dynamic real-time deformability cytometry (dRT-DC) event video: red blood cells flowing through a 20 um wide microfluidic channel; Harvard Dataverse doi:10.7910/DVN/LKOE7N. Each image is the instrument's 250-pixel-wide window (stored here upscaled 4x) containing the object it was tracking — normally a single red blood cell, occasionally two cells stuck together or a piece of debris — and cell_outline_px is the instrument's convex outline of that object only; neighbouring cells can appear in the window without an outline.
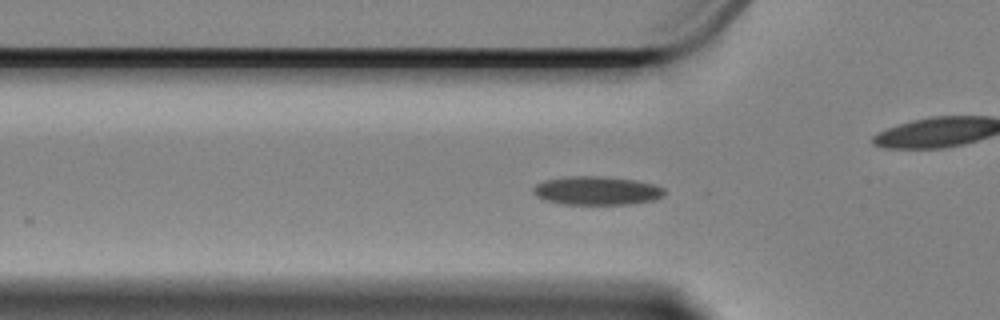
{"species": "Egyptian fruit bat (a non-hibernating species)", "species_latin": "Rousettus aegyptiacus", "temperature_condition": "cold", "stored_images_in_passage": 24, "camera_frame_rate_fps": 3000, "um_per_image_px": 0.085, "animal": {"sex": "female"}, "frame": {"image": 1, "passage_image": 18, "time_ms": 5.667, "image_size_px": [1000, 320], "cell_outline_px": [[664, 196], [656, 200], [628, 204], [560, 204], [544, 200], [536, 196], [532, 192], [532, 188], [536, 184], [544, 180], [568, 176], [600, 176], [636, 180], [652, 184], [664, 188]], "centroid_in_image_um": [50.7, 16.21], "position_along_channel_um": 75.1, "area_um2": 22.02}}